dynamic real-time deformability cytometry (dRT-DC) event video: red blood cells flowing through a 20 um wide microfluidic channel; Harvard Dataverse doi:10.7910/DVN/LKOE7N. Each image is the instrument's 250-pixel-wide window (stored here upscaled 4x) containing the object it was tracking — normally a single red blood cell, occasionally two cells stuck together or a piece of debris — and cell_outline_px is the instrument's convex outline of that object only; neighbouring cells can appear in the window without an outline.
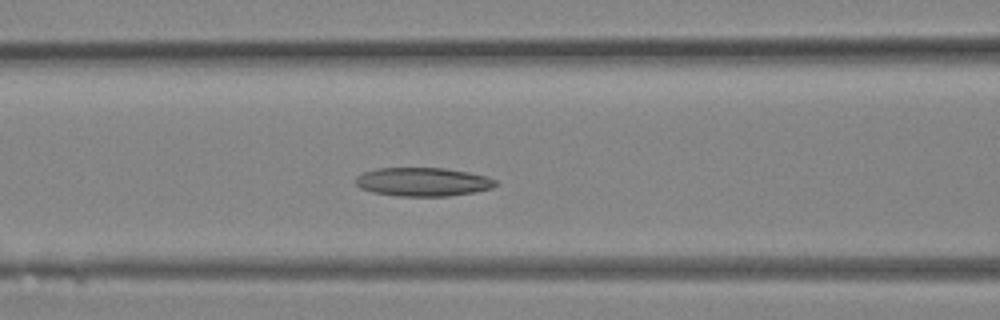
{"species": "Egyptian fruit bat (a non-hibernating species)", "species_latin": "Rousettus aegyptiacus", "temperature_condition": "room temperature", "stored_images_in_passage": 32, "camera_frame_rate_fps": 3000, "um_per_image_px": 0.085, "animal": {"sex": "female"}, "frame": {"image": 1, "passage_image": 12, "time_ms": 3.667, "image_size_px": [1000, 320], "cell_outline_px": [[496, 184], [492, 188], [472, 192], [448, 196], [396, 196], [372, 192], [360, 188], [356, 184], [356, 176], [364, 172], [376, 168], [444, 168], [468, 172], [488, 176], [496, 180]], "centroid_in_image_um": [35.93, 15.46], "position_along_channel_um": 130.7, "area_um2": 23.35}}
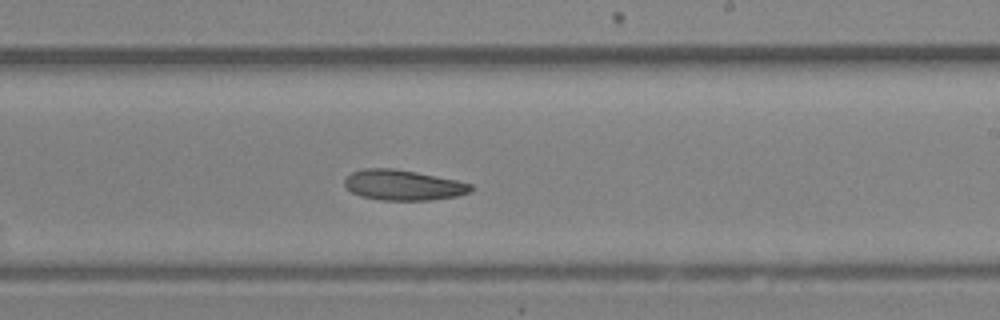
{"frame": {"image": 2, "passage_image": 18, "time_ms": 5.667, "image_size_px": [1000, 320], "cell_outline_px": [[472, 192], [456, 196], [432, 200], [380, 200], [360, 196], [352, 192], [344, 184], [344, 180], [352, 172], [364, 168], [392, 168], [416, 172], [456, 180], [472, 184]], "centroid_in_image_um": [34.27, 15.74], "position_along_channel_um": 254.7, "area_um2": 22.31}}
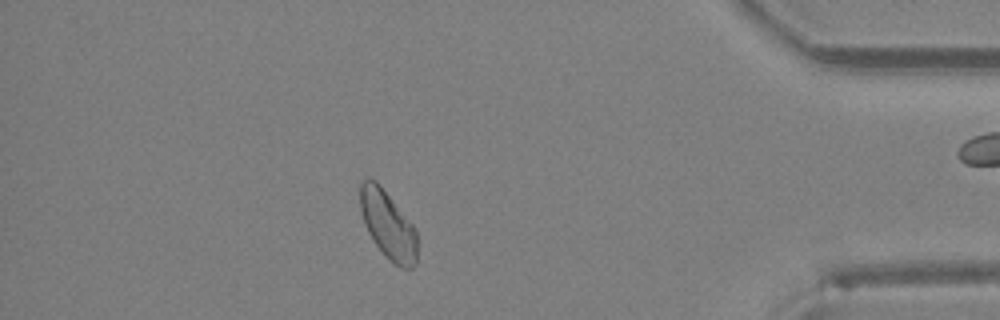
{"frame": {"image": 3, "passage_image": 27, "time_ms": 8.667, "image_size_px": [1000, 320], "cell_outline_px": [[416, 264], [412, 268], [400, 268], [392, 264], [388, 260], [372, 240], [364, 224], [360, 208], [360, 184], [368, 176], [376, 180], [380, 184], [412, 224], [416, 232]], "centroid_in_image_um": [32.95, 19.12], "position_along_channel_um": 402.2, "area_um2": 22.72}}